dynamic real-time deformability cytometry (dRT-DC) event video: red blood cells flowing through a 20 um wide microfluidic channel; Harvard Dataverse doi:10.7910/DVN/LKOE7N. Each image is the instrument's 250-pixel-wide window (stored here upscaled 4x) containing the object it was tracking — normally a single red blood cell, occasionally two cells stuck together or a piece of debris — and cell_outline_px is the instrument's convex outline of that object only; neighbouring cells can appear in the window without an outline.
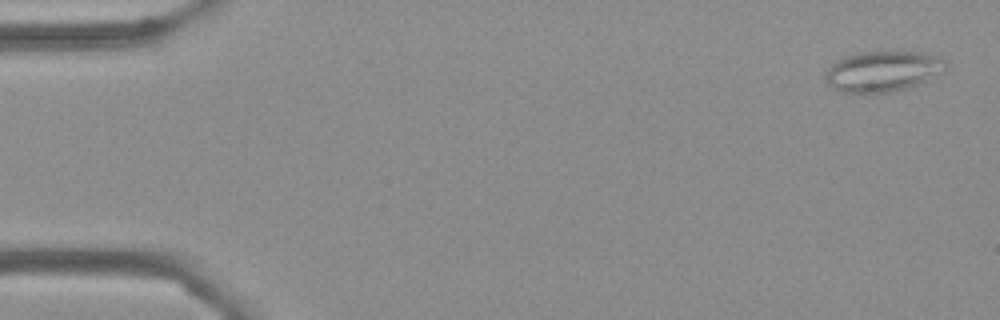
{"species": "Egyptian fruit bat (a non-hibernating species)", "species_latin": "Rousettus aegyptiacus", "temperature_condition": "cold", "stored_images_in_passage": 55, "camera_frame_rate_fps": 3000, "um_per_image_px": 0.085, "frame": {"image": 1, "passage_image": 2, "time_ms": 0.333, "image_size_px": [1000, 320], "cell_outline_px": [[948, 68], [944, 72], [916, 84], [904, 88], [888, 92], [868, 96], [840, 92], [832, 88], [824, 80], [824, 72], [836, 60], [844, 56], [860, 52], [896, 48], [920, 52], [936, 56], [948, 60]], "centroid_in_image_um": [75.01, 6.04], "position_along_channel_um": 10.0, "area_um2": 30.06}}
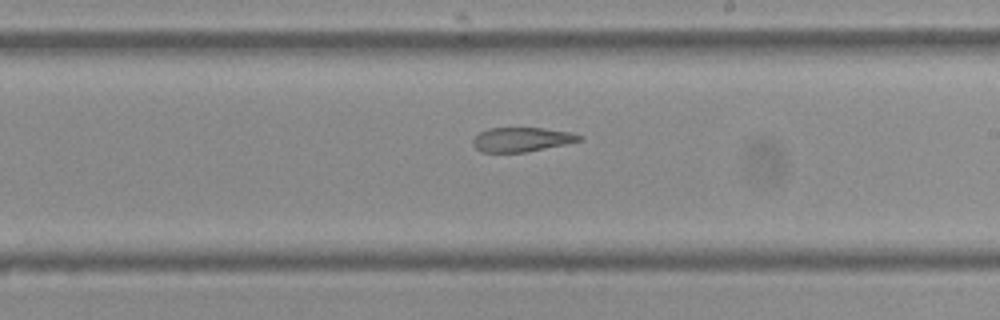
{"frame": {"image": 2, "passage_image": 32, "time_ms": 10.333, "image_size_px": [1000, 320], "cell_outline_px": [[584, 140], [568, 144], [524, 152], [480, 152], [472, 144], [472, 140], [480, 132], [488, 128], [544, 128], [572, 132], [584, 136]], "centroid_in_image_um": [44.4, 11.85], "position_along_channel_um": 244.6, "area_um2": 15.26}}
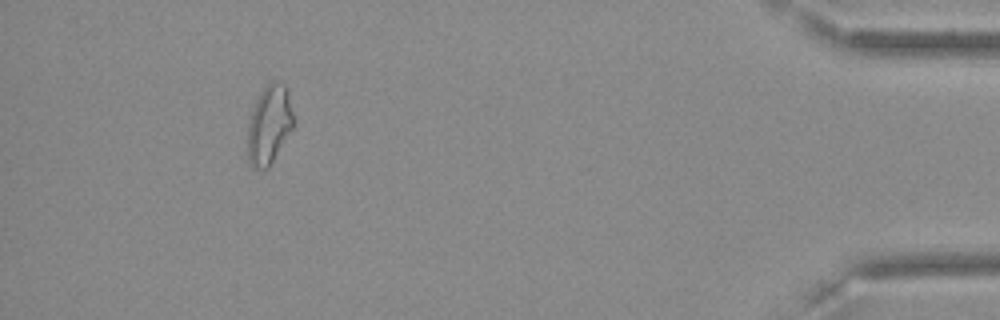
{"frame": {"image": 3, "passage_image": 51, "time_ms": 16.667, "image_size_px": [1000, 320], "cell_outline_px": [[292, 128], [268, 168], [252, 168], [248, 164], [248, 124], [252, 108], [260, 92], [272, 80], [284, 84], [288, 92], [292, 112]], "centroid_in_image_um": [22.85, 10.6], "position_along_channel_um": 412.4, "area_um2": 20.69}, "authors_computed_cell_mechanics": {"area_um2": 19.652, "velocity_mm_per_s": 3.6321, "shape_relaxation_time_tau1_ms": null, "shape_relaxation_time_tau2_ms": 5.2966, "deformation_change_tau1": null, "deformation_change_tau2": 0.1537}}